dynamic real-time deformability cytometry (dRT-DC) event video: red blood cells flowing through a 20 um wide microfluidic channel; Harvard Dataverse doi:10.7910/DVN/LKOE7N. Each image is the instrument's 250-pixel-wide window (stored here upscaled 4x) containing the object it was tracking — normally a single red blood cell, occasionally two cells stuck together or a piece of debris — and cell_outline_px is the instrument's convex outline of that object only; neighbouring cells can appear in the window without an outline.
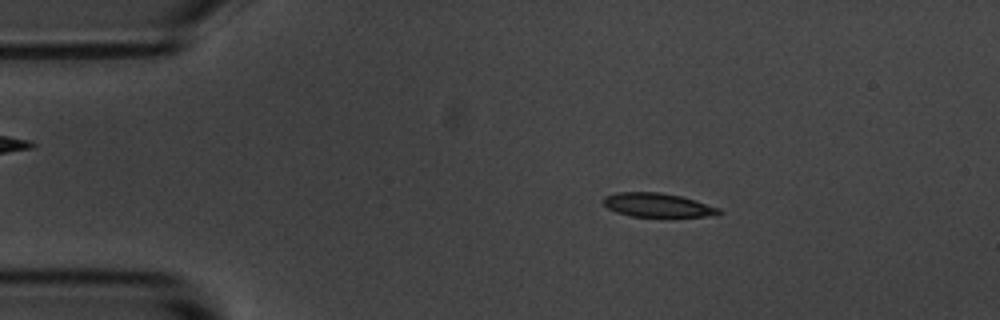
{"species": "common noctule bat (a hibernating species)", "species_latin": "Nyctalus noctula", "temperature_condition": "room temperature", "stored_images_in_passage": 54, "camera_frame_rate_fps": 3000, "um_per_image_px": 0.085, "animal": {"sex": "male", "body_mass_g": 20.1, "forearm_length_mm": 53.5}, "frame": {"image": 1, "passage_image": 9, "time_ms": 2.667, "image_size_px": [1000, 320], "cell_outline_px": [[724, 212], [708, 216], [632, 216], [616, 212], [608, 208], [600, 200], [604, 196], [616, 192], [660, 192], [680, 196], [720, 208]], "centroid_in_image_um": [55.83, 17.42], "position_along_channel_um": 29.2, "area_um2": 15.95}}
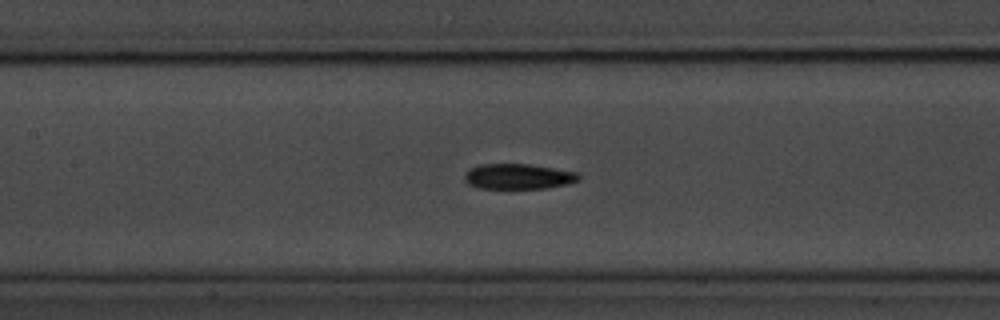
{"frame": {"image": 2, "passage_image": 24, "time_ms": 7.667, "image_size_px": [1000, 320], "cell_outline_px": [[580, 180], [568, 184], [548, 188], [480, 188], [468, 184], [464, 180], [464, 176], [468, 168], [480, 164], [528, 164], [576, 172], [580, 176]], "centroid_in_image_um": [44.03, 15.0], "position_along_channel_um": 163.4, "area_um2": 16.88}}
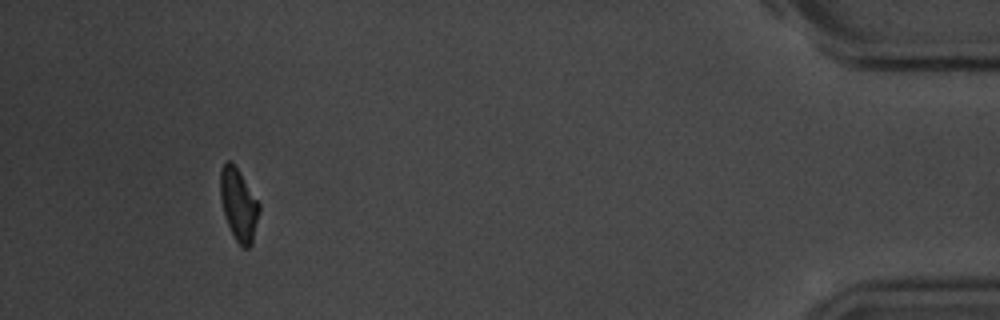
{"frame": {"image": 3, "passage_image": 50, "time_ms": 16.333, "image_size_px": [1000, 320], "cell_outline_px": [[260, 208], [252, 244], [248, 248], [244, 248], [236, 240], [224, 216], [220, 196], [220, 172], [224, 164], [228, 160], [240, 172], [260, 204]], "centroid_in_image_um": [20.29, 17.41], "position_along_channel_um": 414.9, "area_um2": 16.07}, "authors_computed_cell_mechanics": {"area_um2": 16.9643, "velocity_mm_per_s": 3.6791, "shape_relaxation_time_tau1_ms": 2.6477, "shape_relaxation_time_tau2_ms": 4.8879, "deformation_change_tau1": 0.1491, "deformation_change_tau2": 0.1203}}